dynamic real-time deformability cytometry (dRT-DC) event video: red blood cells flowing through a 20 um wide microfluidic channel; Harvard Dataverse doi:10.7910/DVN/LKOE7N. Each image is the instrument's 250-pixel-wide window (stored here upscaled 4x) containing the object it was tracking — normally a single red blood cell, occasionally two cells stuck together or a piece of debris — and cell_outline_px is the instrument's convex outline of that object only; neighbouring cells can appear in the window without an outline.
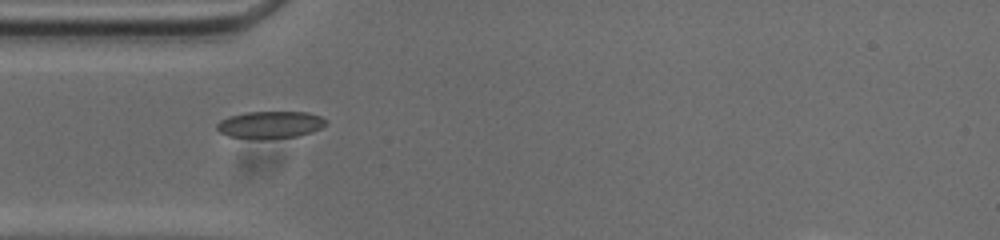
{"species": "common noctule bat (a hibernating species)", "species_latin": "Nyctalus noctula", "temperature_condition": "cold", "stored_images_in_passage": 37, "camera_frame_rate_fps": 3000, "um_per_image_px": 0.085, "animal": {"sex": "male", "body_mass_g": 20.0, "forearm_length_mm": 53.3}, "frame": {"image": 1, "passage_image": 1, "time_ms": 0.0, "image_size_px": [1000, 240], "cell_outline_px": [[328, 124], [312, 132], [296, 136], [260, 140], [228, 136], [220, 132], [216, 128], [216, 124], [220, 120], [228, 116], [244, 112], [308, 112], [320, 116], [328, 120]], "centroid_in_image_um": [22.96, 10.6], "position_along_channel_um": 62.0, "area_um2": 17.57}}
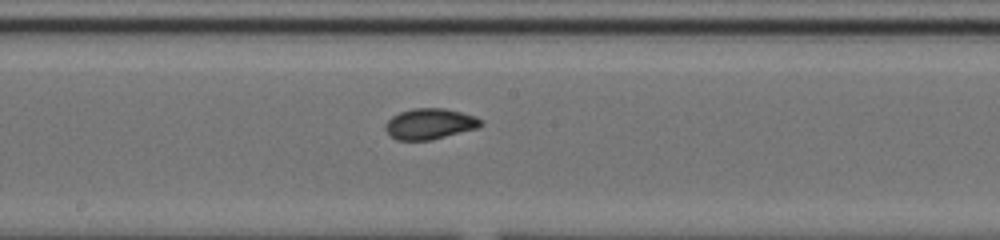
{"frame": {"image": 2, "passage_image": 13, "time_ms": 4.0, "image_size_px": [1000, 240], "cell_outline_px": [[484, 124], [476, 128], [432, 140], [396, 140], [384, 128], [384, 124], [392, 116], [400, 112], [412, 108], [444, 108], [476, 116], [484, 120]], "centroid_in_image_um": [36.54, 10.52], "position_along_channel_um": 211.7, "area_um2": 17.17}}
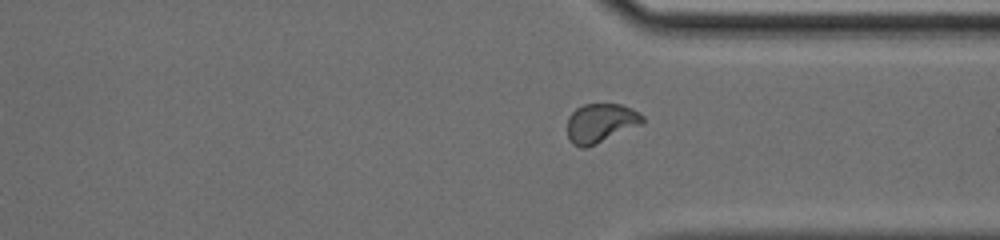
{"frame": {"image": 3, "passage_image": 25, "time_ms": 8.0, "image_size_px": [1000, 240], "cell_outline_px": [[644, 120], [640, 124], [596, 144], [584, 148], [580, 148], [572, 144], [568, 136], [568, 116], [576, 108], [584, 104], [620, 104], [632, 108], [644, 116]], "centroid_in_image_um": [51.03, 10.45], "position_along_channel_um": 360.4, "area_um2": 16.99}, "authors_computed_cell_mechanics": {"area_um2": 16.8776, "velocity_mm_per_s": 3.7416, "shape_relaxation_time_tau1_ms": 6.0659, "shape_relaxation_time_tau2_ms": 0.723, "deformation_change_tau1": 0.1316, "deformation_change_tau2": 0.0394}}